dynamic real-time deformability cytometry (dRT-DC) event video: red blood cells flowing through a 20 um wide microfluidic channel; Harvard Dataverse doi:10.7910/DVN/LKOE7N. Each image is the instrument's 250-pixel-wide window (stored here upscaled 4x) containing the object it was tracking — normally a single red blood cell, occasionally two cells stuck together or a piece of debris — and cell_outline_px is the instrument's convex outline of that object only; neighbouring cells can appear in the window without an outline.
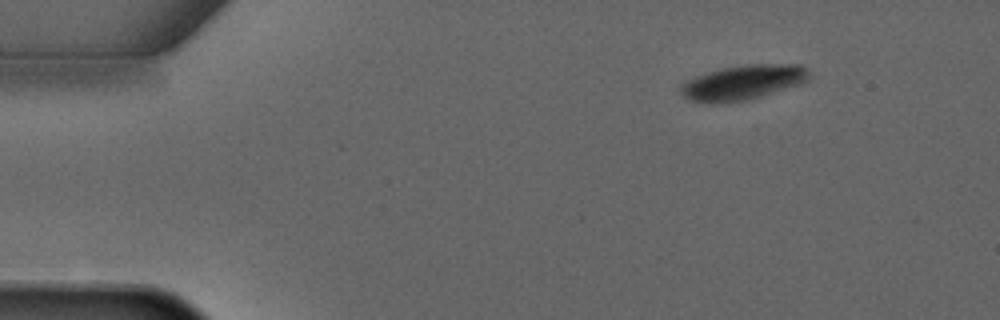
{"species": "common noctule bat (a hibernating species)", "species_latin": "Nyctalus noctula", "temperature_condition": "warm", "stored_images_in_passage": 4, "camera_frame_rate_fps": 3000, "um_per_image_px": 0.085, "animal": {"sex": "male", "forearm_length_mm": 52.5}, "frame": {"image": 1, "passage_image": 1, "time_ms": 0.0, "image_size_px": [1000, 320], "cell_outline_px": [[808, 80], [748, 100], [712, 104], [692, 100], [684, 96], [680, 92], [680, 84], [684, 80], [720, 68], [748, 64], [800, 64], [808, 72]], "centroid_in_image_um": [63.07, 7.0], "position_along_channel_um": 21.9, "area_um2": 25.72}}